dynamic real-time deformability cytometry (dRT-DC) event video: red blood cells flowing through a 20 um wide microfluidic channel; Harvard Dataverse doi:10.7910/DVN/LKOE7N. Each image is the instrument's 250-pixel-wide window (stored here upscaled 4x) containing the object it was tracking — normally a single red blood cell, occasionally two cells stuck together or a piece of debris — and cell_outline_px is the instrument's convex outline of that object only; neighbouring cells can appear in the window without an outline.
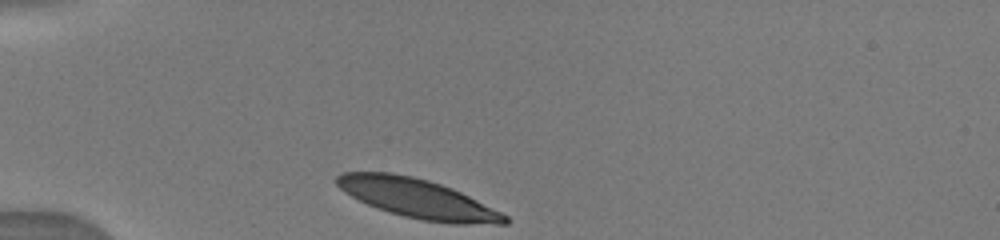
{"species": "human", "species_latin": "Homo sapiens", "temperature_condition": "warm", "stored_images_in_passage": 3, "camera_frame_rate_fps": 3000, "um_per_image_px": 0.085, "donor": {"sex": "male"}, "frame": {"image": 1, "passage_image": 1, "time_ms": 0.0, "image_size_px": [1000, 240], "cell_outline_px": [[508, 224], [452, 224], [424, 220], [404, 216], [376, 208], [344, 192], [336, 184], [336, 176], [344, 172], [388, 172], [412, 176], [428, 180], [452, 188], [508, 216]], "centroid_in_image_um": [35.49, 16.87], "position_along_channel_um": 49.5, "area_um2": 37.92}}
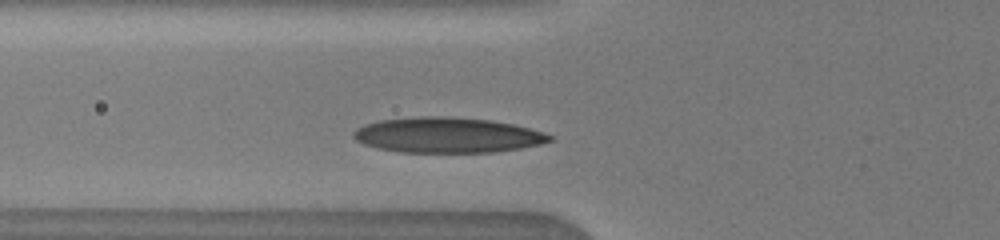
{"frame": {"image": 2, "passage_image": 3, "time_ms": 1.667, "image_size_px": [1000, 240], "cell_outline_px": [[552, 140], [540, 144], [520, 148], [492, 152], [400, 152], [376, 148], [364, 144], [356, 140], [352, 136], [352, 132], [356, 128], [364, 124], [380, 120], [420, 116], [452, 116], [492, 120], [512, 124], [544, 132], [552, 136]], "centroid_in_image_um": [37.99, 11.47], "position_along_channel_um": 87.8, "area_um2": 40.52}}